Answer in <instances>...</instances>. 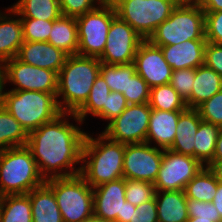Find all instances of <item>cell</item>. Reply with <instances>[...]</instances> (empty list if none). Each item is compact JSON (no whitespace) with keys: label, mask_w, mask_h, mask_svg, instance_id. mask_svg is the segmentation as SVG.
I'll use <instances>...</instances> for the list:
<instances>
[{"label":"cell","mask_w":222,"mask_h":222,"mask_svg":"<svg viewBox=\"0 0 222 222\" xmlns=\"http://www.w3.org/2000/svg\"><path fill=\"white\" fill-rule=\"evenodd\" d=\"M199 112L195 108H186L180 113L174 142L169 150L194 157V140L200 122Z\"/></svg>","instance_id":"44dd1931"},{"label":"cell","mask_w":222,"mask_h":222,"mask_svg":"<svg viewBox=\"0 0 222 222\" xmlns=\"http://www.w3.org/2000/svg\"><path fill=\"white\" fill-rule=\"evenodd\" d=\"M128 104H142L150 100V87L146 81L135 73L128 77L127 93H123Z\"/></svg>","instance_id":"d590c367"},{"label":"cell","mask_w":222,"mask_h":222,"mask_svg":"<svg viewBox=\"0 0 222 222\" xmlns=\"http://www.w3.org/2000/svg\"><path fill=\"white\" fill-rule=\"evenodd\" d=\"M67 54L49 42H28L20 46L17 58L27 64L59 73Z\"/></svg>","instance_id":"e0dca14e"},{"label":"cell","mask_w":222,"mask_h":222,"mask_svg":"<svg viewBox=\"0 0 222 222\" xmlns=\"http://www.w3.org/2000/svg\"><path fill=\"white\" fill-rule=\"evenodd\" d=\"M70 117V118H69ZM73 119L77 124L70 123ZM74 113L62 112L53 121L43 124L28 134L30 149L44 180L80 174L82 148L87 132Z\"/></svg>","instance_id":"6da1fadb"},{"label":"cell","mask_w":222,"mask_h":222,"mask_svg":"<svg viewBox=\"0 0 222 222\" xmlns=\"http://www.w3.org/2000/svg\"><path fill=\"white\" fill-rule=\"evenodd\" d=\"M177 4H199L200 0H174Z\"/></svg>","instance_id":"f5cc1de1"},{"label":"cell","mask_w":222,"mask_h":222,"mask_svg":"<svg viewBox=\"0 0 222 222\" xmlns=\"http://www.w3.org/2000/svg\"><path fill=\"white\" fill-rule=\"evenodd\" d=\"M45 183L53 190L63 222H83L93 214V188L80 174Z\"/></svg>","instance_id":"52a82bcc"},{"label":"cell","mask_w":222,"mask_h":222,"mask_svg":"<svg viewBox=\"0 0 222 222\" xmlns=\"http://www.w3.org/2000/svg\"><path fill=\"white\" fill-rule=\"evenodd\" d=\"M188 216L192 218L221 222L222 218L212 202L197 201L187 198Z\"/></svg>","instance_id":"60d3db41"},{"label":"cell","mask_w":222,"mask_h":222,"mask_svg":"<svg viewBox=\"0 0 222 222\" xmlns=\"http://www.w3.org/2000/svg\"><path fill=\"white\" fill-rule=\"evenodd\" d=\"M186 222H213V220L199 219V217L197 218L189 217Z\"/></svg>","instance_id":"db71d44e"},{"label":"cell","mask_w":222,"mask_h":222,"mask_svg":"<svg viewBox=\"0 0 222 222\" xmlns=\"http://www.w3.org/2000/svg\"><path fill=\"white\" fill-rule=\"evenodd\" d=\"M199 5L204 12L222 11V0H200Z\"/></svg>","instance_id":"f6af8a7d"},{"label":"cell","mask_w":222,"mask_h":222,"mask_svg":"<svg viewBox=\"0 0 222 222\" xmlns=\"http://www.w3.org/2000/svg\"><path fill=\"white\" fill-rule=\"evenodd\" d=\"M148 40L155 46L206 40L205 12L199 4H177L169 18L157 27Z\"/></svg>","instance_id":"8992f818"},{"label":"cell","mask_w":222,"mask_h":222,"mask_svg":"<svg viewBox=\"0 0 222 222\" xmlns=\"http://www.w3.org/2000/svg\"><path fill=\"white\" fill-rule=\"evenodd\" d=\"M195 69H179L172 72L170 85L177 91L180 97L186 102L191 97Z\"/></svg>","instance_id":"74e56055"},{"label":"cell","mask_w":222,"mask_h":222,"mask_svg":"<svg viewBox=\"0 0 222 222\" xmlns=\"http://www.w3.org/2000/svg\"><path fill=\"white\" fill-rule=\"evenodd\" d=\"M182 111H163L151 109L146 143L155 147L169 149L175 138L177 122Z\"/></svg>","instance_id":"ffe728a7"},{"label":"cell","mask_w":222,"mask_h":222,"mask_svg":"<svg viewBox=\"0 0 222 222\" xmlns=\"http://www.w3.org/2000/svg\"><path fill=\"white\" fill-rule=\"evenodd\" d=\"M125 199V178L93 188V214L111 222L122 216Z\"/></svg>","instance_id":"2e32d148"},{"label":"cell","mask_w":222,"mask_h":222,"mask_svg":"<svg viewBox=\"0 0 222 222\" xmlns=\"http://www.w3.org/2000/svg\"><path fill=\"white\" fill-rule=\"evenodd\" d=\"M0 67L3 70L5 84L11 83L15 87L10 90L57 94V72L24 63L17 57L5 61Z\"/></svg>","instance_id":"30bf717a"},{"label":"cell","mask_w":222,"mask_h":222,"mask_svg":"<svg viewBox=\"0 0 222 222\" xmlns=\"http://www.w3.org/2000/svg\"><path fill=\"white\" fill-rule=\"evenodd\" d=\"M164 149L149 143L125 144L123 177L154 184L163 158Z\"/></svg>","instance_id":"5bb4252c"},{"label":"cell","mask_w":222,"mask_h":222,"mask_svg":"<svg viewBox=\"0 0 222 222\" xmlns=\"http://www.w3.org/2000/svg\"><path fill=\"white\" fill-rule=\"evenodd\" d=\"M204 64L222 77V45L207 42L205 47Z\"/></svg>","instance_id":"ee69618b"},{"label":"cell","mask_w":222,"mask_h":222,"mask_svg":"<svg viewBox=\"0 0 222 222\" xmlns=\"http://www.w3.org/2000/svg\"><path fill=\"white\" fill-rule=\"evenodd\" d=\"M155 186L153 183L125 179V199L134 206L147 202L155 197Z\"/></svg>","instance_id":"836d02e7"},{"label":"cell","mask_w":222,"mask_h":222,"mask_svg":"<svg viewBox=\"0 0 222 222\" xmlns=\"http://www.w3.org/2000/svg\"><path fill=\"white\" fill-rule=\"evenodd\" d=\"M28 133L21 124L3 107L0 108V151L25 146Z\"/></svg>","instance_id":"f1b7e54d"},{"label":"cell","mask_w":222,"mask_h":222,"mask_svg":"<svg viewBox=\"0 0 222 222\" xmlns=\"http://www.w3.org/2000/svg\"><path fill=\"white\" fill-rule=\"evenodd\" d=\"M212 160H222V127L220 128Z\"/></svg>","instance_id":"681fc988"},{"label":"cell","mask_w":222,"mask_h":222,"mask_svg":"<svg viewBox=\"0 0 222 222\" xmlns=\"http://www.w3.org/2000/svg\"><path fill=\"white\" fill-rule=\"evenodd\" d=\"M212 203L215 205L217 211L219 212L222 218V184L218 183L217 191L213 198Z\"/></svg>","instance_id":"c3c4849f"},{"label":"cell","mask_w":222,"mask_h":222,"mask_svg":"<svg viewBox=\"0 0 222 222\" xmlns=\"http://www.w3.org/2000/svg\"><path fill=\"white\" fill-rule=\"evenodd\" d=\"M83 222H111V221H108L104 218H101V217H98V216L92 214L89 218H87Z\"/></svg>","instance_id":"816d5d0a"},{"label":"cell","mask_w":222,"mask_h":222,"mask_svg":"<svg viewBox=\"0 0 222 222\" xmlns=\"http://www.w3.org/2000/svg\"><path fill=\"white\" fill-rule=\"evenodd\" d=\"M3 106L28 134L62 113L56 94L30 90L5 89Z\"/></svg>","instance_id":"277c9868"},{"label":"cell","mask_w":222,"mask_h":222,"mask_svg":"<svg viewBox=\"0 0 222 222\" xmlns=\"http://www.w3.org/2000/svg\"><path fill=\"white\" fill-rule=\"evenodd\" d=\"M93 134L87 133L83 143L80 175L95 188L123 177L125 144L103 133L96 137Z\"/></svg>","instance_id":"7a4b0ae2"},{"label":"cell","mask_w":222,"mask_h":222,"mask_svg":"<svg viewBox=\"0 0 222 222\" xmlns=\"http://www.w3.org/2000/svg\"><path fill=\"white\" fill-rule=\"evenodd\" d=\"M33 222H63L53 190L46 184L29 193Z\"/></svg>","instance_id":"603a6c76"},{"label":"cell","mask_w":222,"mask_h":222,"mask_svg":"<svg viewBox=\"0 0 222 222\" xmlns=\"http://www.w3.org/2000/svg\"><path fill=\"white\" fill-rule=\"evenodd\" d=\"M133 63L136 73L150 88L170 83L173 70L165 60L161 48L149 40L140 44Z\"/></svg>","instance_id":"9a60e30c"},{"label":"cell","mask_w":222,"mask_h":222,"mask_svg":"<svg viewBox=\"0 0 222 222\" xmlns=\"http://www.w3.org/2000/svg\"><path fill=\"white\" fill-rule=\"evenodd\" d=\"M115 16L114 6L105 0L94 10L76 17L79 41L77 55L101 57L112 19Z\"/></svg>","instance_id":"9c48e42d"},{"label":"cell","mask_w":222,"mask_h":222,"mask_svg":"<svg viewBox=\"0 0 222 222\" xmlns=\"http://www.w3.org/2000/svg\"><path fill=\"white\" fill-rule=\"evenodd\" d=\"M149 105L151 109L163 111H184L187 108L185 101L170 84L150 88Z\"/></svg>","instance_id":"1f68e13d"},{"label":"cell","mask_w":222,"mask_h":222,"mask_svg":"<svg viewBox=\"0 0 222 222\" xmlns=\"http://www.w3.org/2000/svg\"><path fill=\"white\" fill-rule=\"evenodd\" d=\"M144 39L117 15L112 19L100 62L122 65L134 62L136 51Z\"/></svg>","instance_id":"4fadbf2b"},{"label":"cell","mask_w":222,"mask_h":222,"mask_svg":"<svg viewBox=\"0 0 222 222\" xmlns=\"http://www.w3.org/2000/svg\"><path fill=\"white\" fill-rule=\"evenodd\" d=\"M136 73L134 63L109 65L101 62L100 75L111 91L127 93L128 77Z\"/></svg>","instance_id":"d6a6232c"},{"label":"cell","mask_w":222,"mask_h":222,"mask_svg":"<svg viewBox=\"0 0 222 222\" xmlns=\"http://www.w3.org/2000/svg\"><path fill=\"white\" fill-rule=\"evenodd\" d=\"M222 89V77L205 64L195 69L191 97L185 102L187 108H197Z\"/></svg>","instance_id":"7402d4cb"},{"label":"cell","mask_w":222,"mask_h":222,"mask_svg":"<svg viewBox=\"0 0 222 222\" xmlns=\"http://www.w3.org/2000/svg\"><path fill=\"white\" fill-rule=\"evenodd\" d=\"M205 38L222 45V11L205 12Z\"/></svg>","instance_id":"b9f144b4"},{"label":"cell","mask_w":222,"mask_h":222,"mask_svg":"<svg viewBox=\"0 0 222 222\" xmlns=\"http://www.w3.org/2000/svg\"><path fill=\"white\" fill-rule=\"evenodd\" d=\"M5 9L8 14L0 11V66L16 57L24 43L21 17L11 6Z\"/></svg>","instance_id":"ac0fdd59"},{"label":"cell","mask_w":222,"mask_h":222,"mask_svg":"<svg viewBox=\"0 0 222 222\" xmlns=\"http://www.w3.org/2000/svg\"><path fill=\"white\" fill-rule=\"evenodd\" d=\"M204 165L192 156L179 154L169 149L163 152V158L154 181L156 191H179L194 178Z\"/></svg>","instance_id":"7c38bea8"},{"label":"cell","mask_w":222,"mask_h":222,"mask_svg":"<svg viewBox=\"0 0 222 222\" xmlns=\"http://www.w3.org/2000/svg\"><path fill=\"white\" fill-rule=\"evenodd\" d=\"M217 187L218 181L207 166H204L201 171L187 183L184 192L188 199L212 202Z\"/></svg>","instance_id":"f546056e"},{"label":"cell","mask_w":222,"mask_h":222,"mask_svg":"<svg viewBox=\"0 0 222 222\" xmlns=\"http://www.w3.org/2000/svg\"><path fill=\"white\" fill-rule=\"evenodd\" d=\"M108 84L105 82L103 77L99 74L96 81L94 82L89 96L85 103L74 113L76 117L84 123L88 114L95 117L106 105L107 96L110 94Z\"/></svg>","instance_id":"4dcf8cb0"},{"label":"cell","mask_w":222,"mask_h":222,"mask_svg":"<svg viewBox=\"0 0 222 222\" xmlns=\"http://www.w3.org/2000/svg\"><path fill=\"white\" fill-rule=\"evenodd\" d=\"M130 222H158L157 204L155 197L138 206L132 205Z\"/></svg>","instance_id":"7bdbcfd3"},{"label":"cell","mask_w":222,"mask_h":222,"mask_svg":"<svg viewBox=\"0 0 222 222\" xmlns=\"http://www.w3.org/2000/svg\"><path fill=\"white\" fill-rule=\"evenodd\" d=\"M151 114L149 102L129 104L102 131L110 140L124 144L146 142Z\"/></svg>","instance_id":"8fae6325"},{"label":"cell","mask_w":222,"mask_h":222,"mask_svg":"<svg viewBox=\"0 0 222 222\" xmlns=\"http://www.w3.org/2000/svg\"><path fill=\"white\" fill-rule=\"evenodd\" d=\"M44 183L26 145L0 151V197L27 194Z\"/></svg>","instance_id":"5b68a950"},{"label":"cell","mask_w":222,"mask_h":222,"mask_svg":"<svg viewBox=\"0 0 222 222\" xmlns=\"http://www.w3.org/2000/svg\"><path fill=\"white\" fill-rule=\"evenodd\" d=\"M206 40H188L177 45L158 46L172 70L196 69L204 64Z\"/></svg>","instance_id":"d6986e66"},{"label":"cell","mask_w":222,"mask_h":222,"mask_svg":"<svg viewBox=\"0 0 222 222\" xmlns=\"http://www.w3.org/2000/svg\"><path fill=\"white\" fill-rule=\"evenodd\" d=\"M11 7L21 18L54 21L62 15L59 0H18Z\"/></svg>","instance_id":"484cf974"},{"label":"cell","mask_w":222,"mask_h":222,"mask_svg":"<svg viewBox=\"0 0 222 222\" xmlns=\"http://www.w3.org/2000/svg\"><path fill=\"white\" fill-rule=\"evenodd\" d=\"M203 121L222 127V89L196 108Z\"/></svg>","instance_id":"8d00e7d4"},{"label":"cell","mask_w":222,"mask_h":222,"mask_svg":"<svg viewBox=\"0 0 222 222\" xmlns=\"http://www.w3.org/2000/svg\"><path fill=\"white\" fill-rule=\"evenodd\" d=\"M105 0H59L63 16L78 17L97 8Z\"/></svg>","instance_id":"ab89813d"},{"label":"cell","mask_w":222,"mask_h":222,"mask_svg":"<svg viewBox=\"0 0 222 222\" xmlns=\"http://www.w3.org/2000/svg\"><path fill=\"white\" fill-rule=\"evenodd\" d=\"M0 222H33L29 195L0 197Z\"/></svg>","instance_id":"4316f807"},{"label":"cell","mask_w":222,"mask_h":222,"mask_svg":"<svg viewBox=\"0 0 222 222\" xmlns=\"http://www.w3.org/2000/svg\"><path fill=\"white\" fill-rule=\"evenodd\" d=\"M125 96L120 92L111 91L107 96L106 105L95 116L107 120L108 124L118 117L128 106Z\"/></svg>","instance_id":"f35d334b"},{"label":"cell","mask_w":222,"mask_h":222,"mask_svg":"<svg viewBox=\"0 0 222 222\" xmlns=\"http://www.w3.org/2000/svg\"><path fill=\"white\" fill-rule=\"evenodd\" d=\"M6 88L3 70L0 67V108L3 107L4 89Z\"/></svg>","instance_id":"f907efd6"},{"label":"cell","mask_w":222,"mask_h":222,"mask_svg":"<svg viewBox=\"0 0 222 222\" xmlns=\"http://www.w3.org/2000/svg\"><path fill=\"white\" fill-rule=\"evenodd\" d=\"M158 222H186L189 218L187 197L183 190L156 191Z\"/></svg>","instance_id":"cb8c5ba5"},{"label":"cell","mask_w":222,"mask_h":222,"mask_svg":"<svg viewBox=\"0 0 222 222\" xmlns=\"http://www.w3.org/2000/svg\"><path fill=\"white\" fill-rule=\"evenodd\" d=\"M220 127L212 123L201 121L195 134L194 158L206 166L214 156Z\"/></svg>","instance_id":"83f0119b"},{"label":"cell","mask_w":222,"mask_h":222,"mask_svg":"<svg viewBox=\"0 0 222 222\" xmlns=\"http://www.w3.org/2000/svg\"><path fill=\"white\" fill-rule=\"evenodd\" d=\"M23 38L28 42H47L54 21H43L32 18H21Z\"/></svg>","instance_id":"e575fe53"},{"label":"cell","mask_w":222,"mask_h":222,"mask_svg":"<svg viewBox=\"0 0 222 222\" xmlns=\"http://www.w3.org/2000/svg\"><path fill=\"white\" fill-rule=\"evenodd\" d=\"M99 58L67 56L58 73L57 102L62 112L75 113L87 100L100 74Z\"/></svg>","instance_id":"3957f363"},{"label":"cell","mask_w":222,"mask_h":222,"mask_svg":"<svg viewBox=\"0 0 222 222\" xmlns=\"http://www.w3.org/2000/svg\"><path fill=\"white\" fill-rule=\"evenodd\" d=\"M206 166L212 172L218 183L222 184V160H211Z\"/></svg>","instance_id":"bcb514c9"},{"label":"cell","mask_w":222,"mask_h":222,"mask_svg":"<svg viewBox=\"0 0 222 222\" xmlns=\"http://www.w3.org/2000/svg\"><path fill=\"white\" fill-rule=\"evenodd\" d=\"M132 215V204L125 202L122 210V216H117V222H130Z\"/></svg>","instance_id":"7dc6e473"},{"label":"cell","mask_w":222,"mask_h":222,"mask_svg":"<svg viewBox=\"0 0 222 222\" xmlns=\"http://www.w3.org/2000/svg\"><path fill=\"white\" fill-rule=\"evenodd\" d=\"M116 15L127 22L144 40L169 18L177 6L174 0H108Z\"/></svg>","instance_id":"ba28073f"},{"label":"cell","mask_w":222,"mask_h":222,"mask_svg":"<svg viewBox=\"0 0 222 222\" xmlns=\"http://www.w3.org/2000/svg\"><path fill=\"white\" fill-rule=\"evenodd\" d=\"M68 56L78 54V32L75 17L61 15L54 20L48 41Z\"/></svg>","instance_id":"d4e9b609"}]
</instances>
